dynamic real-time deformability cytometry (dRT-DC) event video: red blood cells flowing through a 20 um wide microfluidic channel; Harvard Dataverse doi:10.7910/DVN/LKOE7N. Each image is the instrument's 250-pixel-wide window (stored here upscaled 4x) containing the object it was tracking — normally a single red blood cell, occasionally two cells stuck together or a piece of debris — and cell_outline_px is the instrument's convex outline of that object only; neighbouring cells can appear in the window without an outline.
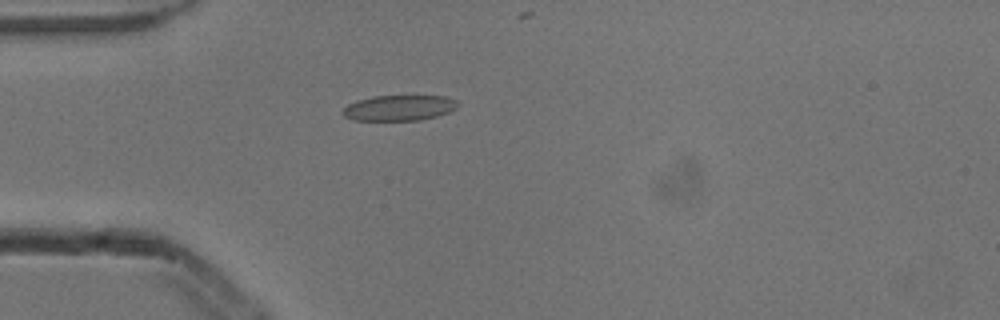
{"species": "common noctule bat (a hibernating species)", "species_latin": "Nyctalus noctula", "temperature_condition": "cold", "stored_images_in_passage": 2, "camera_frame_rate_fps": 3000, "um_per_image_px": 0.085, "animal": {"sex": "male", "body_mass_g": 13.3}, "frame": {"image": 1, "passage_image": 1, "time_ms": 0.0, "image_size_px": [1000, 320], "cell_outline_px": [[460, 104], [456, 108], [448, 112], [436, 116], [420, 120], [352, 120], [344, 116], [340, 112], [348, 104], [356, 100], [372, 96], [444, 96], [456, 100]], "centroid_in_image_um": [33.9, 9.17], "position_along_channel_um": 51.1, "area_um2": 17.17}}